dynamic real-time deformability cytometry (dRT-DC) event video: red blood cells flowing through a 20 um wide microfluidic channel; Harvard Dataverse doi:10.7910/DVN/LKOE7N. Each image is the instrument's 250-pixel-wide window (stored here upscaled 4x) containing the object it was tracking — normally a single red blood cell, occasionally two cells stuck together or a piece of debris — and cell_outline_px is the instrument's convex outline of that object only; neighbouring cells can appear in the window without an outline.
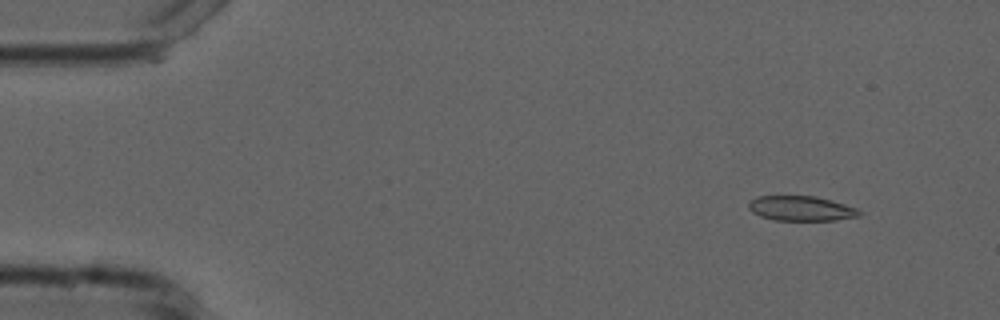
{"species": "common noctule bat (a hibernating species)", "species_latin": "Nyctalus noctula", "temperature_condition": "cold", "stored_images_in_passage": 7, "camera_frame_rate_fps": 3000, "um_per_image_px": 0.085, "animal": {"sex": "male", "forearm_length_mm": 52.5}, "frame": {"image": 1, "passage_image": 2, "time_ms": 1.333, "image_size_px": [1000, 320], "cell_outline_px": [[864, 212], [860, 216], [836, 220], [772, 220], [760, 216], [752, 212], [748, 208], [748, 200], [756, 196], [816, 196], [832, 200], [856, 208]], "centroid_in_image_um": [68.08, 17.71], "position_along_channel_um": 16.9, "area_um2": 16.24}}
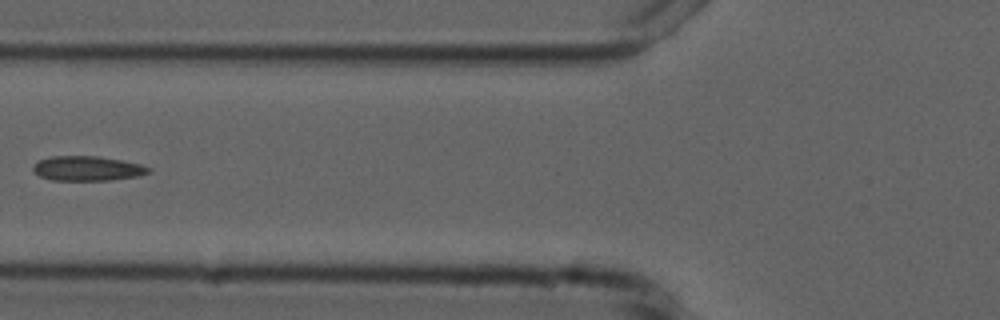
{"frame": {"image": 2, "passage_image": 5, "time_ms": 6.667, "image_size_px": [1000, 320], "cell_outline_px": [[152, 172], [140, 176], [112, 180], [52, 180], [40, 176], [32, 168], [32, 164], [36, 160], [52, 156], [100, 156], [140, 164], [152, 168]], "centroid_in_image_um": [7.44, 14.31], "position_along_channel_um": 118.4, "area_um2": 16.82}}
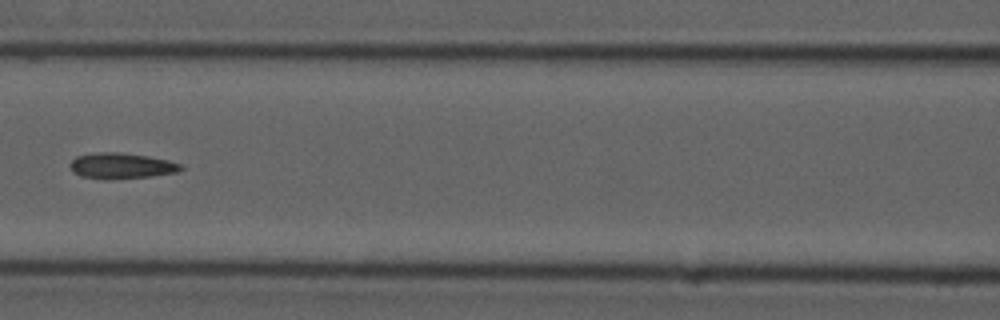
{"frame": {"image": 3, "passage_image": 6, "time_ms": 7.667, "image_size_px": [1000, 320], "cell_outline_px": [[184, 168], [176, 172], [152, 176], [108, 180], [104, 180], [80, 176], [72, 172], [68, 164], [76, 156], [100, 152], [120, 152], [148, 156], [168, 160], [180, 164]], "centroid_in_image_um": [10.27, 14.1], "position_along_channel_um": 156.3, "area_um2": 16.82}}